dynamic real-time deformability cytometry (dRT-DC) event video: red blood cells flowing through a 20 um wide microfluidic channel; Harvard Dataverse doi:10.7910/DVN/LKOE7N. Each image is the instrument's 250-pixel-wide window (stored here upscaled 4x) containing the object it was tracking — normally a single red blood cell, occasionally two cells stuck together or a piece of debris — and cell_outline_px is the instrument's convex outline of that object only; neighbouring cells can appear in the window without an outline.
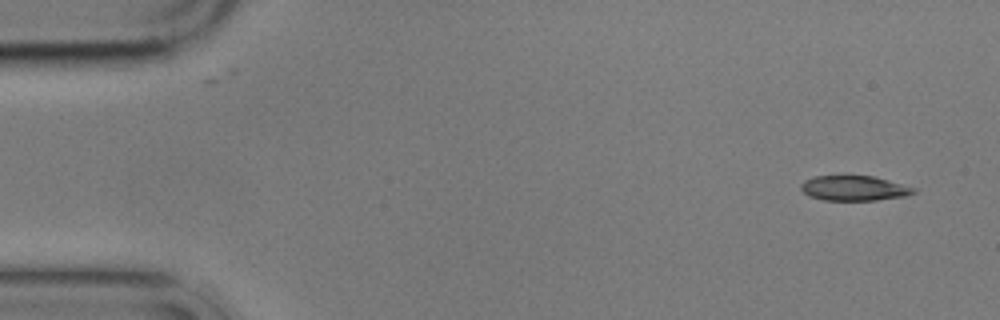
{"species": "common noctule bat (a hibernating species)", "species_latin": "Nyctalus noctula", "temperature_condition": "cold", "stored_images_in_passage": 5, "camera_frame_rate_fps": 3000, "um_per_image_px": 0.085, "animal": {"sex": "male", "body_mass_g": 17.9}, "frame": {"image": 1, "passage_image": 1, "time_ms": 0.0, "image_size_px": [1000, 320], "cell_outline_px": [[916, 192], [904, 196], [876, 200], [824, 200], [808, 196], [800, 188], [800, 184], [804, 180], [816, 176], [872, 176], [888, 180], [916, 188]], "centroid_in_image_um": [72.57, 16.0], "position_along_channel_um": 12.4, "area_um2": 16.3}}
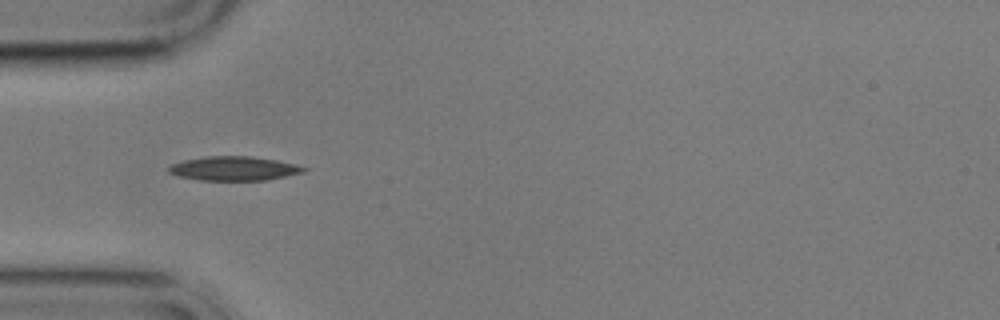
{"frame": {"image": 2, "passage_image": 5, "time_ms": 4.667, "image_size_px": [1000, 320], "cell_outline_px": [[308, 168], [304, 172], [268, 180], [200, 180], [180, 176], [168, 172], [168, 168], [172, 164], [184, 160], [208, 156], [252, 156], [276, 160], [296, 164]], "centroid_in_image_um": [19.92, 14.32], "position_along_channel_um": 65.1, "area_um2": 18.9}}